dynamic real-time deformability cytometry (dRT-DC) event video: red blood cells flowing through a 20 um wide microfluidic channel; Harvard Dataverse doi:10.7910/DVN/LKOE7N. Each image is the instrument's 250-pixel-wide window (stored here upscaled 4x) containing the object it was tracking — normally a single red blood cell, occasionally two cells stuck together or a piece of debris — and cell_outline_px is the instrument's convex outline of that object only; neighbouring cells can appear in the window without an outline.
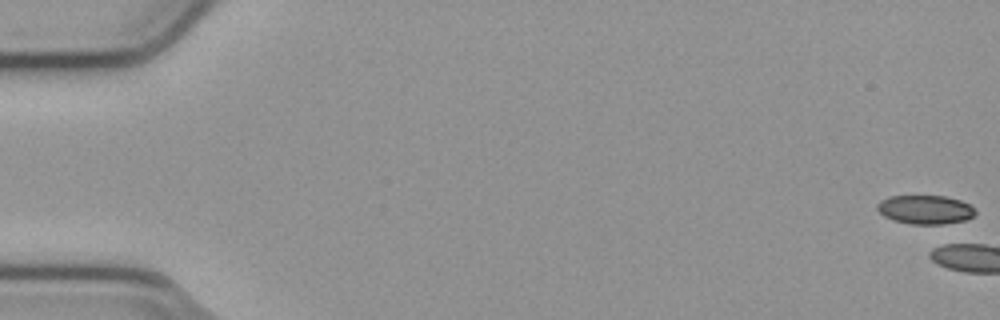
{"species": "common noctule bat (a hibernating species)", "species_latin": "Nyctalus noctula", "temperature_condition": "cold", "stored_images_in_passage": 4, "camera_frame_rate_fps": 3000, "um_per_image_px": 0.085, "animal": {"sex": "male", "body_mass_g": 23.1, "forearm_length_mm": 52.7}, "frame": {"image": 1, "passage_image": 1, "time_ms": 0.0, "image_size_px": [1000, 320], "cell_outline_px": [[976, 216], [964, 220], [944, 224], [912, 224], [892, 220], [884, 216], [876, 208], [876, 204], [880, 200], [888, 196], [944, 196], [960, 200], [976, 208]], "centroid_in_image_um": [78.65, 17.81], "position_along_channel_um": 6.4, "area_um2": 16.65}}